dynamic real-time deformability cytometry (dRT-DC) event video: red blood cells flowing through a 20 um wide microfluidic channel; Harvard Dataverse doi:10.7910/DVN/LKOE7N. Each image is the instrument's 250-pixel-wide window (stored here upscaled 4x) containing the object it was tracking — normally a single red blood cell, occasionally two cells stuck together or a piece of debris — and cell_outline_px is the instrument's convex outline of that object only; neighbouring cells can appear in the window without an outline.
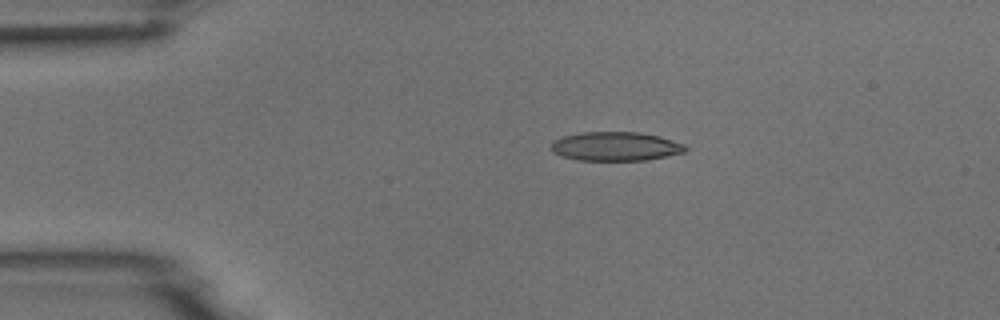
{"species": "common noctule bat (a hibernating species)", "species_latin": "Nyctalus noctula", "temperature_condition": "room temperature", "stored_images_in_passage": 2, "camera_frame_rate_fps": 3000, "um_per_image_px": 0.085, "animal": {"sex": "male", "body_mass_g": 18.8}, "frame": {"image": 1, "passage_image": 1, "time_ms": 0.0, "image_size_px": [1000, 320], "cell_outline_px": [[688, 148], [684, 152], [644, 160], [580, 160], [560, 156], [552, 152], [552, 140], [564, 136], [580, 132], [640, 132], [660, 136], [688, 144]], "centroid_in_image_um": [52.34, 12.43], "position_along_channel_um": 32.7, "area_um2": 22.77}}